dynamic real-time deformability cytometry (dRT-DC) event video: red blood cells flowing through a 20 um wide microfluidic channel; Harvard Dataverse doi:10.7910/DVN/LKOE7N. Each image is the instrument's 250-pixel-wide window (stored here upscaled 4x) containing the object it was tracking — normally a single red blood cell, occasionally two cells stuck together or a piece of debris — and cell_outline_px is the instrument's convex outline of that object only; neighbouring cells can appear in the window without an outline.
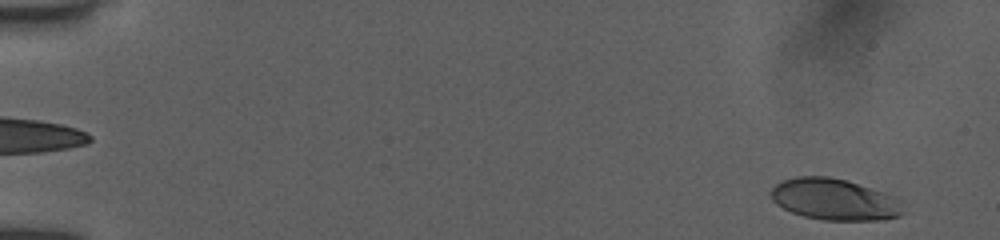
{"species": "human", "species_latin": "Homo sapiens", "temperature_condition": "room temperature", "stored_images_in_passage": 44, "camera_frame_rate_fps": 3000, "um_per_image_px": 0.085, "donor": {"sex": "female"}, "frame": {"image": 1, "passage_image": 2, "time_ms": 0.333, "image_size_px": [1000, 240], "cell_outline_px": [[904, 212], [900, 216], [884, 220], [824, 220], [804, 216], [792, 212], [776, 204], [772, 200], [768, 192], [776, 184], [784, 180], [796, 176], [828, 176], [848, 180], [884, 192], [900, 200]], "centroid_in_image_um": [70.93, 16.95], "position_along_channel_um": 14.1, "area_um2": 32.14}}
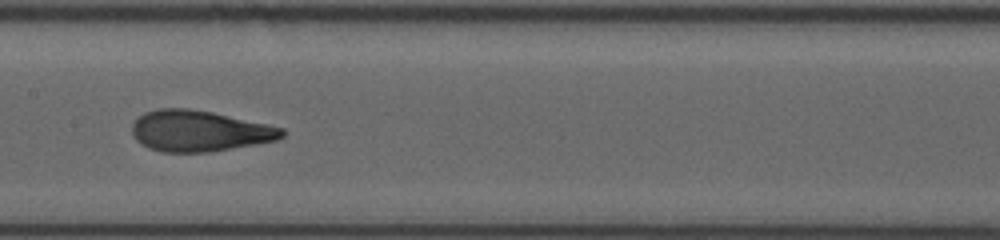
{"frame": {"image": 2, "passage_image": 24, "time_ms": 8.667, "image_size_px": [1000, 240], "cell_outline_px": [[288, 132], [284, 136], [276, 140], [256, 144], [208, 152], [164, 152], [148, 148], [140, 144], [132, 136], [132, 124], [144, 112], [160, 108], [188, 108], [212, 112], [268, 124], [284, 128]], "centroid_in_image_um": [16.94, 11.13], "position_along_channel_um": 190.5, "area_um2": 35.95}}
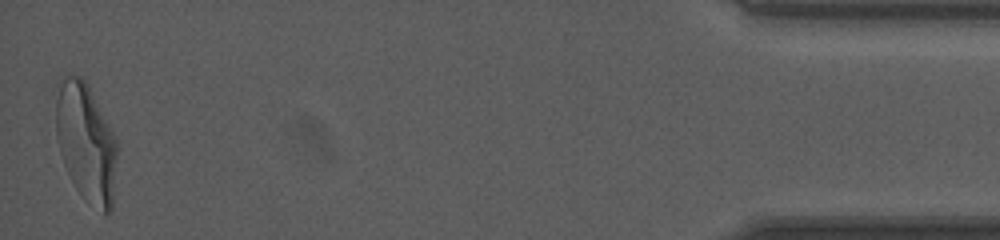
{"frame": {"image": 3, "passage_image": 44, "time_ms": 16.667, "image_size_px": [1000, 240], "cell_outline_px": [[116, 156], [112, 208], [108, 212], [104, 212], [80, 192], [76, 188], [64, 164], [60, 152], [56, 136], [52, 88], [56, 80], [68, 76], [80, 76], [88, 84], [116, 140]], "centroid_in_image_um": [7.22, 11.95], "position_along_channel_um": 428.0, "area_um2": 42.14}, "authors_computed_cell_mechanics": {"area_um2": 35.2002, "velocity_mm_per_s": 3.9732, "shape_relaxation_time_tau1_ms": 3.9359, "shape_relaxation_time_tau2_ms": 1.011, "deformation_change_tau1": 0.1794, "deformation_change_tau2": 0.0858}}